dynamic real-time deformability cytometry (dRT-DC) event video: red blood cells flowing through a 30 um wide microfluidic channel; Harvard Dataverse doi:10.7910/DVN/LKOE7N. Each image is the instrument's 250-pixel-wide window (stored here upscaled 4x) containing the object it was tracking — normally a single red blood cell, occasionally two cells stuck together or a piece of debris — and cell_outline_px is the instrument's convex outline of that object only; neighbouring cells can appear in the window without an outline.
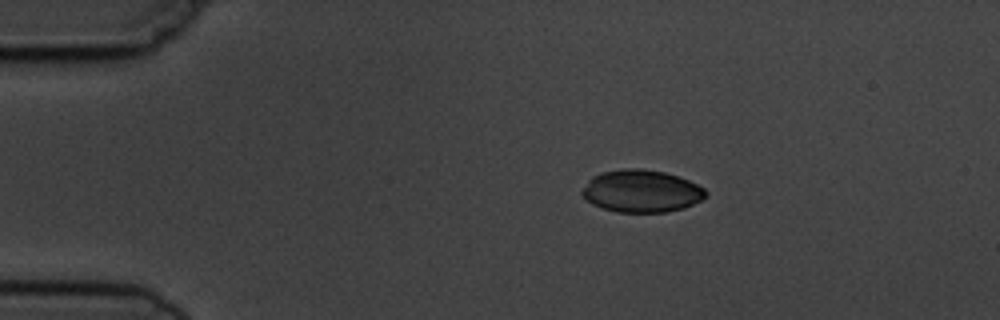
{"species": "common noctule bat (a hibernating species)", "species_latin": "Nyctalus noctula", "temperature_condition": "cold", "stored_images_in_passage": 4, "camera_frame_rate_fps": 3000, "um_per_image_px": 0.085, "animal": {"sex": "male", "body_mass_g": 19.5, "forearm_length_mm": 54.6}, "frame": {"image": 1, "passage_image": 1, "time_ms": 0.0, "image_size_px": [1000, 320], "cell_outline_px": [[708, 192], [700, 200], [684, 208], [668, 212], [616, 212], [592, 204], [584, 200], [580, 192], [588, 180], [592, 176], [600, 172], [624, 168], [640, 168], [664, 172], [688, 180], [704, 188]], "centroid_in_image_um": [54.47, 16.24], "position_along_channel_um": 30.5, "area_um2": 30.63}}
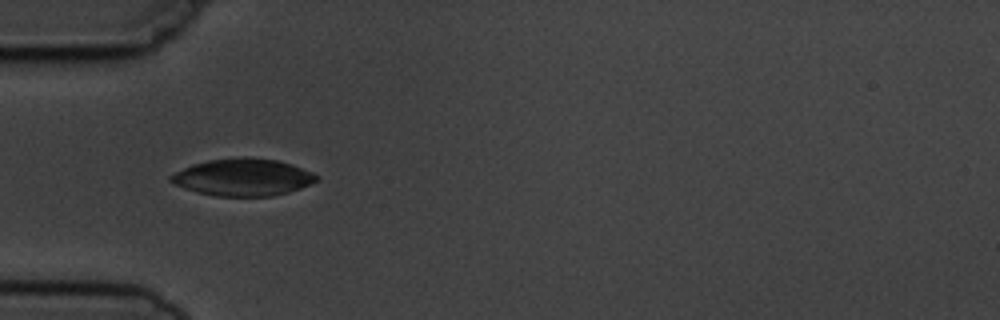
{"frame": {"image": 2, "passage_image": 3, "time_ms": 2.333, "image_size_px": [1000, 320], "cell_outline_px": [[320, 180], [300, 188], [288, 192], [272, 196], [216, 196], [196, 192], [184, 188], [168, 180], [168, 176], [192, 164], [208, 160], [244, 156], [248, 156], [276, 160], [292, 164], [312, 172]], "centroid_in_image_um": [20.64, 15.06], "position_along_channel_um": 64.4, "area_um2": 31.62}}
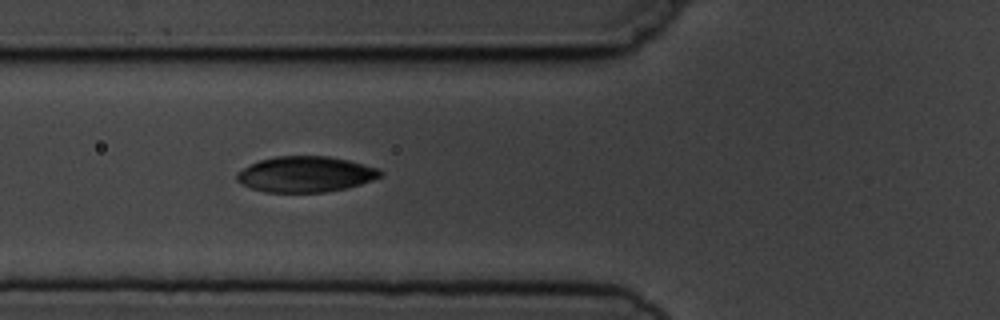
{"frame": {"image": 3, "passage_image": 4, "time_ms": 3.333, "image_size_px": [1000, 320], "cell_outline_px": [[384, 172], [380, 176], [372, 180], [348, 188], [324, 192], [264, 192], [240, 184], [236, 180], [236, 172], [260, 160], [276, 156], [328, 156], [348, 160], [380, 168]], "centroid_in_image_um": [25.98, 14.81], "position_along_channel_um": 99.8, "area_um2": 29.94}}